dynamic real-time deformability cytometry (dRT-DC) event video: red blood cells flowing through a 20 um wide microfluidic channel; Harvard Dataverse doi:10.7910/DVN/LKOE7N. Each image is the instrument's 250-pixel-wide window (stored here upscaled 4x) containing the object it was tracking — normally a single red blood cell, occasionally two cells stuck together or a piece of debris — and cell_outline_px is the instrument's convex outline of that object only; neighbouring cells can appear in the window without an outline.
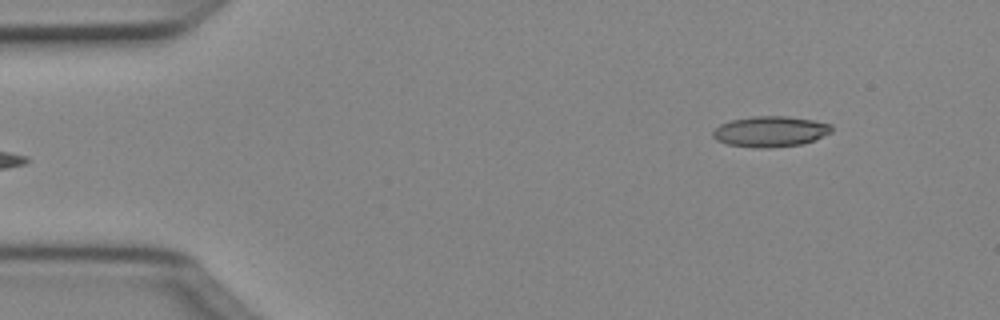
{"species": "Egyptian fruit bat (a non-hibernating species)", "species_latin": "Rousettus aegyptiacus", "temperature_condition": "cold", "stored_images_in_passage": 5, "segment_of_instrument_passage": [2, 2], "camera_frame_rate_fps": 3000, "um_per_image_px": 0.085, "animal": {"sex": "female"}, "frame": {"image": 1, "passage_image": 5, "time_ms": 1.333, "image_size_px": [1000, 320], "cell_outline_px": [[832, 132], [804, 144], [768, 148], [764, 148], [728, 144], [716, 140], [712, 136], [712, 132], [720, 124], [732, 120], [752, 116], [788, 116], [812, 120], [832, 124]], "centroid_in_image_um": [65.49, 11.17], "position_along_channel_um": 19.5, "area_um2": 21.15}}